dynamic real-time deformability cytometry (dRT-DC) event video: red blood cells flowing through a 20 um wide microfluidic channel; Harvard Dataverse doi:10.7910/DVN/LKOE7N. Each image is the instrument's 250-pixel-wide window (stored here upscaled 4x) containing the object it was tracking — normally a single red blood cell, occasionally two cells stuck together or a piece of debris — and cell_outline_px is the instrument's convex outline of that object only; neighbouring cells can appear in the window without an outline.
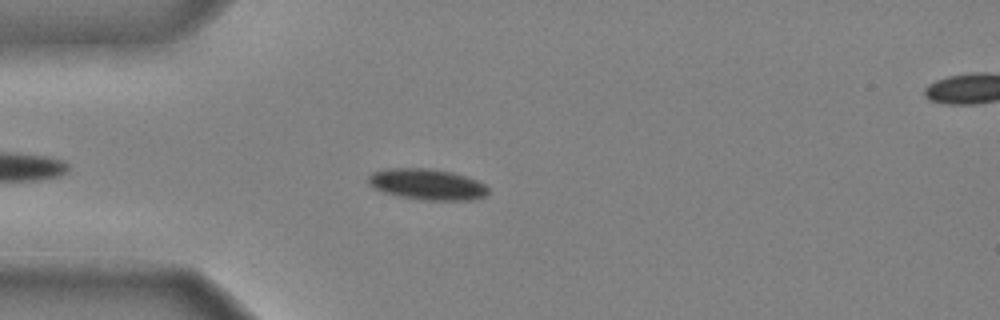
{"species": "common noctule bat (a hibernating species)", "species_latin": "Nyctalus noctula", "temperature_condition": "cold", "stored_images_in_passage": 41, "camera_frame_rate_fps": 3000, "um_per_image_px": 0.085, "animal": {"sex": "male", "body_mass_g": 20.4}, "frame": {"image": 1, "passage_image": 6, "time_ms": 1.667, "image_size_px": [1000, 320], "cell_outline_px": [[488, 192], [484, 196], [472, 200], [420, 200], [400, 196], [384, 192], [368, 184], [368, 176], [372, 172], [388, 168], [428, 168], [452, 172], [476, 180], [484, 184], [488, 188]], "centroid_in_image_um": [36.29, 15.66], "position_along_channel_um": 48.7, "area_um2": 21.56}}
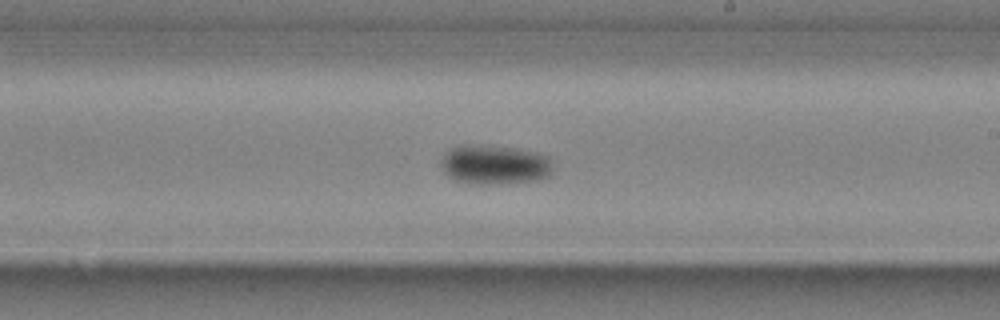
{"frame": {"image": 2, "passage_image": 22, "time_ms": 7.0, "image_size_px": [1000, 320], "cell_outline_px": [[552, 172], [548, 176], [536, 180], [488, 184], [480, 184], [456, 180], [448, 176], [444, 172], [440, 164], [440, 160], [444, 152], [460, 144], [464, 144], [516, 148], [536, 152], [548, 156], [552, 168]], "centroid_in_image_um": [42.0, 13.98], "position_along_channel_um": 247.0, "area_um2": 25.61}}
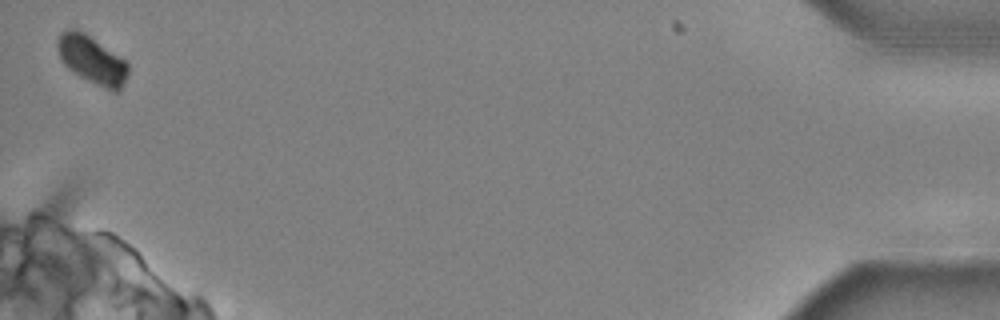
{"frame": {"image": 3, "passage_image": 41, "time_ms": 13.333, "image_size_px": [1000, 320], "cell_outline_px": [[128, 76], [124, 84], [116, 92], [112, 92], [88, 80], [64, 64], [56, 48], [56, 44], [60, 32], [68, 28], [76, 28], [84, 32], [124, 60], [128, 64]], "centroid_in_image_um": [7.81, 5.06], "position_along_channel_um": 427.4, "area_um2": 19.42}, "authors_computed_cell_mechanics": {"area_um2": 22.831, "velocity_mm_per_s": 3.9393, "shape_relaxation_time_tau1_ms": 4.8812, "shape_relaxation_time_tau2_ms": null, "deformation_change_tau1": 0.1459, "deformation_change_tau2": null}}